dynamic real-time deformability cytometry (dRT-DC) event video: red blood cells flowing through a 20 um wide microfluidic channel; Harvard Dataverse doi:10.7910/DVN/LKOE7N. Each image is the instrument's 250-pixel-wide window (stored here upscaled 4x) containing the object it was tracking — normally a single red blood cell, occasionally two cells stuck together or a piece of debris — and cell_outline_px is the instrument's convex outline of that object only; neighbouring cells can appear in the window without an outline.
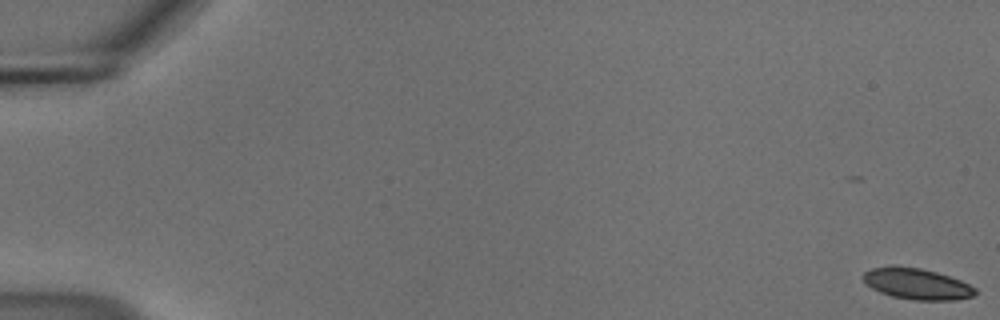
{"species": "common noctule bat (a hibernating species)", "species_latin": "Nyctalus noctula", "temperature_condition": "cold", "stored_images_in_passage": 48, "camera_frame_rate_fps": 3000, "um_per_image_px": 0.085, "animal": {"sex": "male", "body_mass_g": 18.8}, "frame": {"image": 1, "passage_image": 1, "time_ms": 0.0, "image_size_px": [1000, 320], "cell_outline_px": [[976, 292], [972, 296], [956, 300], [912, 300], [892, 296], [880, 292], [872, 288], [864, 280], [864, 272], [872, 268], [888, 264], [896, 264], [920, 268], [936, 272], [960, 280], [976, 288]], "centroid_in_image_um": [77.91, 24.1], "position_along_channel_um": 7.1, "area_um2": 20.4}}
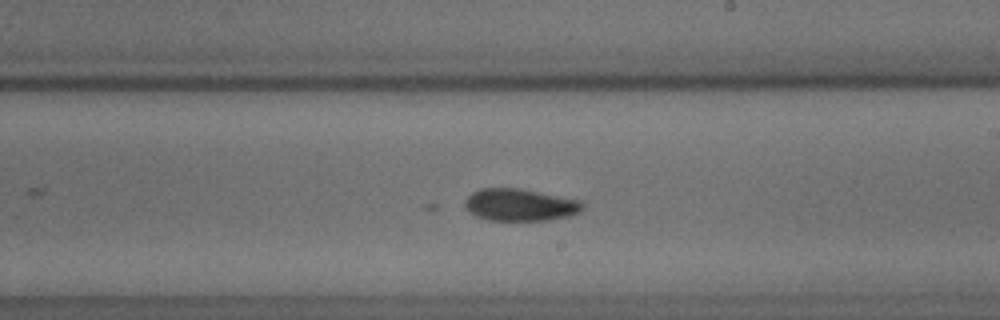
{"frame": {"image": 2, "passage_image": 34, "time_ms": 11.0, "image_size_px": [1000, 320], "cell_outline_px": [[584, 204], [580, 212], [568, 216], [548, 220], [488, 220], [476, 216], [468, 212], [464, 204], [464, 200], [472, 192], [480, 188], [520, 188], [580, 200]], "centroid_in_image_um": [44.17, 17.41], "position_along_channel_um": 244.8, "area_um2": 22.14}}
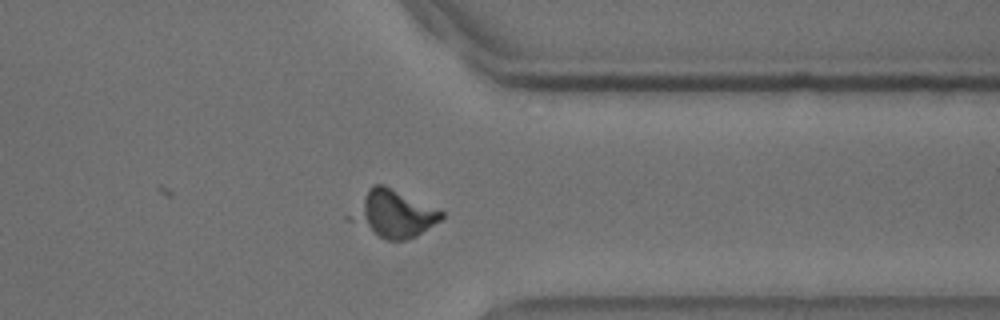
{"frame": {"image": 3, "passage_image": 45, "time_ms": 14.667, "image_size_px": [1000, 320], "cell_outline_px": [[444, 216], [440, 220], [416, 236], [404, 240], [388, 240], [344, 220], [344, 216], [368, 188], [372, 184], [384, 184], [444, 212]], "centroid_in_image_um": [33.32, 18.16], "position_along_channel_um": 378.1, "area_um2": 25.14}, "authors_computed_cell_mechanics": {"area_um2": 20.7791, "velocity_mm_per_s": 3.6785, "shape_relaxation_time_tau1_ms": 0.5394, "shape_relaxation_time_tau2_ms": null, "deformation_change_tau1": 0.2428, "deformation_change_tau2": null}}